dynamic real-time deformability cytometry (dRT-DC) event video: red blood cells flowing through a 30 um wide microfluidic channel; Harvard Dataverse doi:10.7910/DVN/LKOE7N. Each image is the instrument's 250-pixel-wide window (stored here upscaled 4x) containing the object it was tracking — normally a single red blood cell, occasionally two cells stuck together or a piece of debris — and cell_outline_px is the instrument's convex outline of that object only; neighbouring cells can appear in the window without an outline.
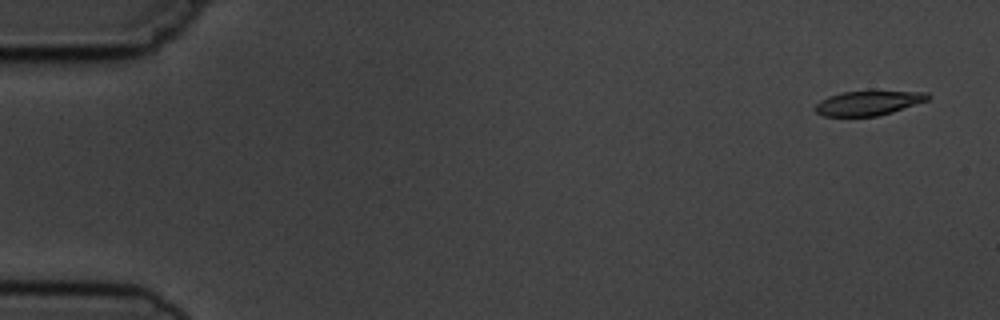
{"species": "common noctule bat (a hibernating species)", "species_latin": "Nyctalus noctula", "temperature_condition": "cold", "stored_images_in_passage": 5, "camera_frame_rate_fps": 3000, "um_per_image_px": 0.085, "animal": {"sex": "male", "body_mass_g": 19.5, "forearm_length_mm": 54.6}, "frame": {"image": 1, "passage_image": 1, "time_ms": 0.0, "image_size_px": [1000, 320], "cell_outline_px": [[928, 100], [892, 112], [876, 116], [824, 116], [816, 112], [816, 104], [820, 100], [828, 96], [844, 92], [928, 92]], "centroid_in_image_um": [73.77, 8.77], "position_along_channel_um": 11.2, "area_um2": 15.61}}
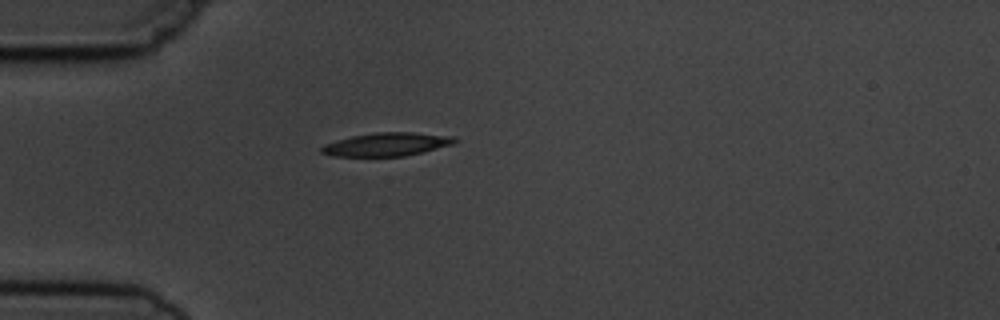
{"frame": {"image": 2, "passage_image": 5, "time_ms": 4.333, "image_size_px": [1000, 320], "cell_outline_px": [[460, 140], [452, 144], [404, 156], [332, 156], [320, 152], [320, 148], [324, 144], [336, 140], [352, 136], [376, 132], [412, 132], [452, 136]], "centroid_in_image_um": [32.84, 12.26], "position_along_channel_um": 52.2, "area_um2": 17.98}}